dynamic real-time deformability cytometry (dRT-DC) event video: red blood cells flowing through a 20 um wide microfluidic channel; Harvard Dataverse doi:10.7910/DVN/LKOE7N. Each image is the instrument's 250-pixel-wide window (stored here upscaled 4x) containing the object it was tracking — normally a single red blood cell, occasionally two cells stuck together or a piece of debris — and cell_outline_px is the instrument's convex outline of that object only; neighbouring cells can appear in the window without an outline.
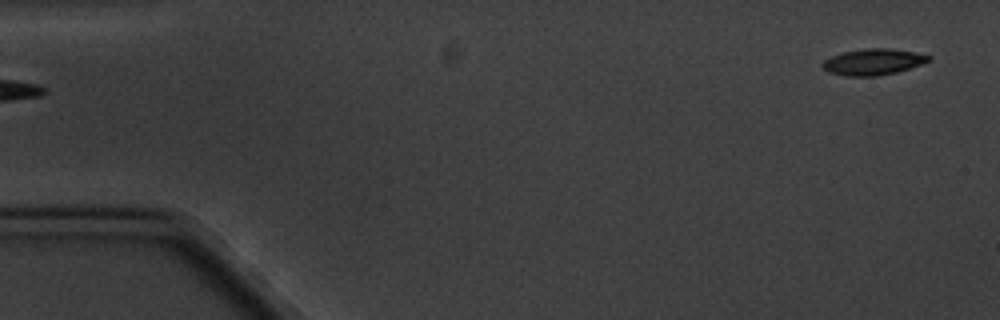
{"species": "common noctule bat (a hibernating species)", "species_latin": "Nyctalus noctula", "temperature_condition": "cold", "stored_images_in_passage": 2, "camera_frame_rate_fps": 3000, "um_per_image_px": 0.085, "animal": {"sex": "male", "body_mass_g": 20.1, "forearm_length_mm": 53.5}, "frame": {"image": 1, "passage_image": 2, "time_ms": 1.0, "image_size_px": [1000, 320], "cell_outline_px": [[932, 56], [928, 60], [920, 64], [896, 72], [876, 76], [848, 76], [828, 72], [820, 64], [824, 60], [832, 56], [844, 52], [868, 48], [892, 48], [916, 52]], "centroid_in_image_um": [74.2, 5.25], "position_along_channel_um": 10.8, "area_um2": 16.01}}